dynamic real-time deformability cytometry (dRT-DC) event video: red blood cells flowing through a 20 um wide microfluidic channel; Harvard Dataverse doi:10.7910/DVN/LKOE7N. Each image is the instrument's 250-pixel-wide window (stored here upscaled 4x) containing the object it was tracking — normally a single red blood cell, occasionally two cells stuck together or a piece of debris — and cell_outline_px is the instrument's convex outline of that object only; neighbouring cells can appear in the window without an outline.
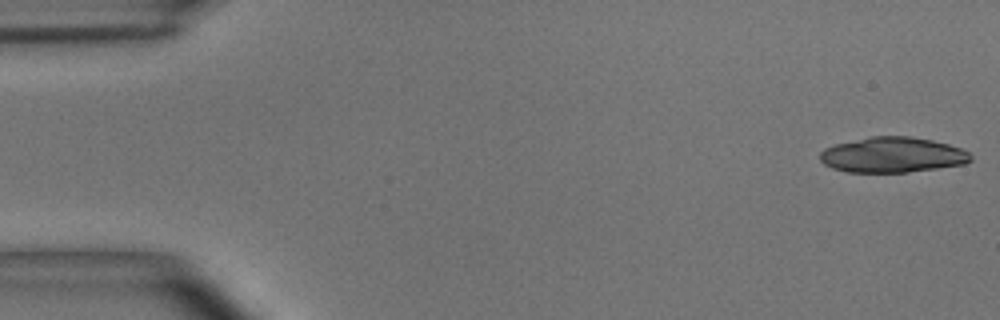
{"species": "common noctule bat (a hibernating species)", "species_latin": "Nyctalus noctula", "temperature_condition": "room temperature", "stored_images_in_passage": 25, "camera_frame_rate_fps": 3000, "um_per_image_px": 0.085, "animal": {"sex": "male", "body_mass_g": 15.6}, "frame": {"image": 1, "passage_image": 1, "time_ms": 0.0, "image_size_px": [1000, 320], "cell_outline_px": [[972, 160], [964, 164], [908, 172], [848, 172], [832, 168], [824, 164], [820, 160], [820, 152], [824, 148], [836, 144], [872, 136], [908, 136], [932, 140], [948, 144], [960, 148], [968, 152], [972, 156]], "centroid_in_image_um": [75.86, 13.17], "position_along_channel_um": 9.1, "area_um2": 30.92}}